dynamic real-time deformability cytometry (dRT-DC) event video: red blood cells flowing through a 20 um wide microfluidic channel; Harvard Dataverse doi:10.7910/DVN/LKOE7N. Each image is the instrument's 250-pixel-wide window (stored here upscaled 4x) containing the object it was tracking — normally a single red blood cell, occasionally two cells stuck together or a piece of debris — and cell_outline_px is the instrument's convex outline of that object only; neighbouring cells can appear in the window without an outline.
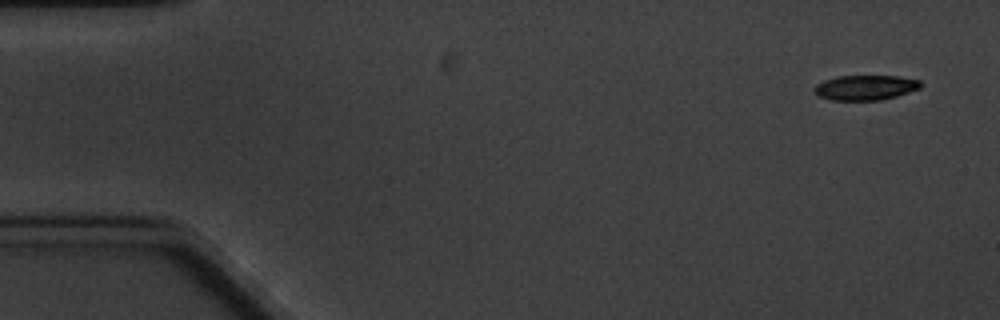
{"species": "common noctule bat (a hibernating species)", "species_latin": "Nyctalus noctula", "temperature_condition": "cold", "stored_images_in_passage": 5, "camera_frame_rate_fps": 3000, "um_per_image_px": 0.085, "animal": {"sex": "male", "body_mass_g": 20.1, "forearm_length_mm": 53.5}, "frame": {"image": 1, "passage_image": 1, "time_ms": 0.0, "image_size_px": [1000, 320], "cell_outline_px": [[920, 88], [896, 96], [880, 100], [832, 100], [820, 96], [812, 92], [812, 88], [816, 84], [824, 80], [836, 76], [896, 76], [920, 80]], "centroid_in_image_um": [73.5, 7.44], "position_along_channel_um": 11.5, "area_um2": 15.43}}
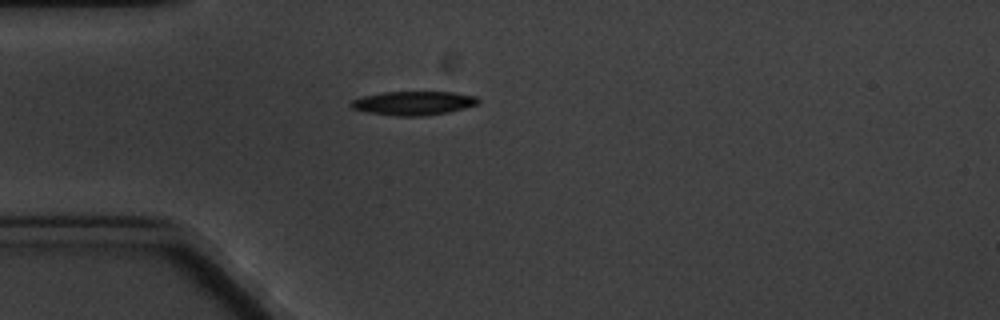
{"frame": {"image": 2, "passage_image": 5, "time_ms": 4.333, "image_size_px": [1000, 320], "cell_outline_px": [[480, 104], [448, 112], [424, 116], [396, 116], [368, 112], [352, 108], [348, 104], [352, 100], [360, 96], [384, 92], [452, 92], [476, 96], [480, 100]], "centroid_in_image_um": [35.14, 8.76], "position_along_channel_um": 49.9, "area_um2": 17.8}}